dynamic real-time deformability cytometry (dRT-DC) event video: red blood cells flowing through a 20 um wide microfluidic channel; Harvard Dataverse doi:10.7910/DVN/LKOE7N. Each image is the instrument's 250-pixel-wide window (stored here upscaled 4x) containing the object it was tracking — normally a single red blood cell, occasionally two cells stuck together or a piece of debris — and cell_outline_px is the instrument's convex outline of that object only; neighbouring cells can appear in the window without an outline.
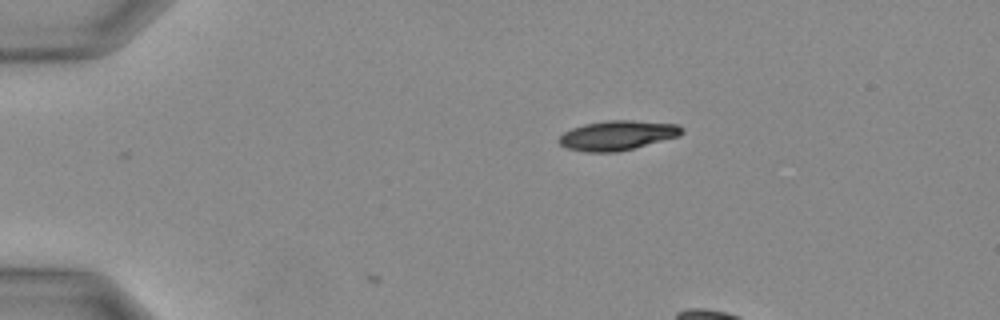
{"species": "Egyptian fruit bat (a non-hibernating species)", "species_latin": "Rousettus aegyptiacus", "temperature_condition": "warm", "stored_images_in_passage": 4, "camera_frame_rate_fps": 3000, "um_per_image_px": 0.085, "animal": {"sex": "female"}, "frame": {"image": 1, "passage_image": 1, "time_ms": 0.0, "image_size_px": [1000, 320], "cell_outline_px": [[684, 132], [680, 136], [616, 152], [584, 152], [568, 148], [560, 144], [556, 140], [564, 132], [572, 128], [584, 124], [604, 120], [632, 120], [676, 124], [684, 128]], "centroid_in_image_um": [52.47, 11.5], "position_along_channel_um": 32.5, "area_um2": 21.21}}